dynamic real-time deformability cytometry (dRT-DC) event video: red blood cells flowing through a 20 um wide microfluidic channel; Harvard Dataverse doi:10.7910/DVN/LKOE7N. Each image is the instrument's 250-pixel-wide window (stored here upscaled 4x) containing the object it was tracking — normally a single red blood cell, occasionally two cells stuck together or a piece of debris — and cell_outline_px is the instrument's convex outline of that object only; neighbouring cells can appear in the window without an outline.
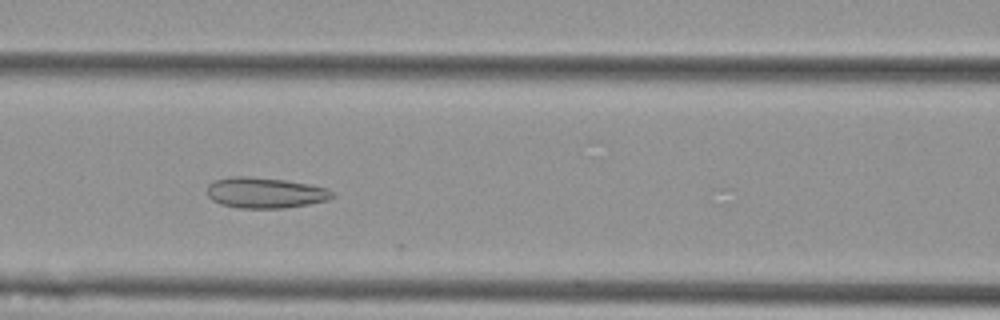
{"species": "Egyptian fruit bat (a non-hibernating species)", "species_latin": "Rousettus aegyptiacus", "temperature_condition": "cold", "stored_images_in_passage": 11, "camera_frame_rate_fps": 3000, "um_per_image_px": 0.085, "animal": {"sex": "female"}, "frame": {"image": 1, "passage_image": 9, "time_ms": 2.667, "image_size_px": [1000, 320], "cell_outline_px": [[332, 196], [328, 200], [308, 204], [284, 208], [240, 208], [220, 204], [212, 200], [208, 196], [208, 184], [212, 180], [236, 176], [248, 176], [284, 180], [308, 184], [328, 188], [332, 192]], "centroid_in_image_um": [22.5, 16.38], "position_along_channel_um": 144.1, "area_um2": 22.31}}